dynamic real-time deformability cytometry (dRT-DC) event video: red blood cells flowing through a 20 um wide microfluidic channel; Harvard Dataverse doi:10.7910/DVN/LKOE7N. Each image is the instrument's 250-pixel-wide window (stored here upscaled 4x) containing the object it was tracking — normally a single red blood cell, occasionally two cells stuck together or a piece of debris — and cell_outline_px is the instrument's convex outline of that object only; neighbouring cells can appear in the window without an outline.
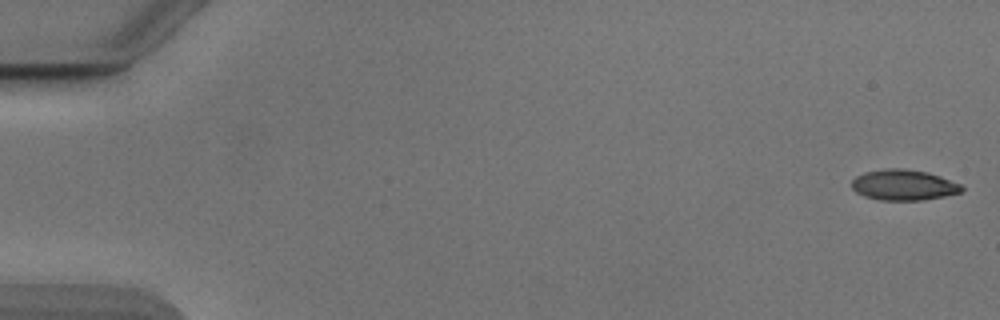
{"species": "Egyptian fruit bat (a non-hibernating species)", "species_latin": "Rousettus aegyptiacus", "temperature_condition": "cold", "stored_images_in_passage": 51, "camera_frame_rate_fps": 3000, "um_per_image_px": 0.085, "animal": {"sex": "male"}, "frame": {"image": 1, "passage_image": 1, "time_ms": 0.0, "image_size_px": [1000, 320], "cell_outline_px": [[964, 188], [960, 192], [944, 196], [924, 200], [880, 200], [864, 196], [856, 192], [852, 188], [852, 180], [856, 176], [864, 172], [884, 168], [904, 168], [928, 172], [940, 176], [960, 184]], "centroid_in_image_um": [76.79, 15.71], "position_along_channel_um": 8.2, "area_um2": 19.71}}
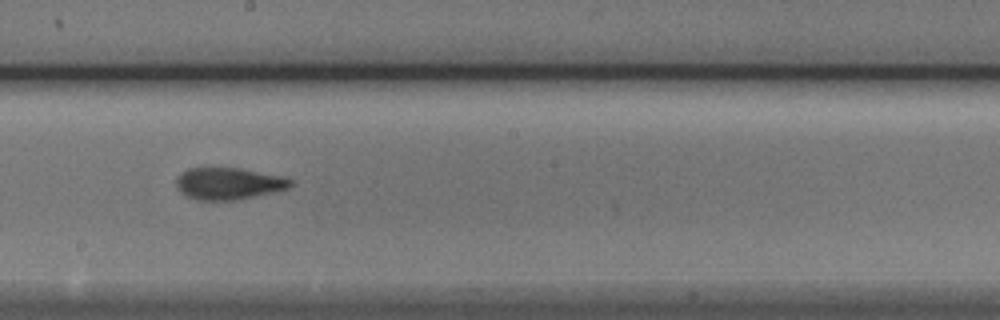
{"frame": {"image": 2, "passage_image": 30, "time_ms": 9.667, "image_size_px": [1000, 320], "cell_outline_px": [[296, 184], [288, 188], [272, 192], [236, 200], [196, 200], [184, 196], [176, 188], [176, 180], [188, 168], [240, 168], [280, 176], [292, 180]], "centroid_in_image_um": [19.41, 15.61], "position_along_channel_um": 228.8, "area_um2": 21.15}}
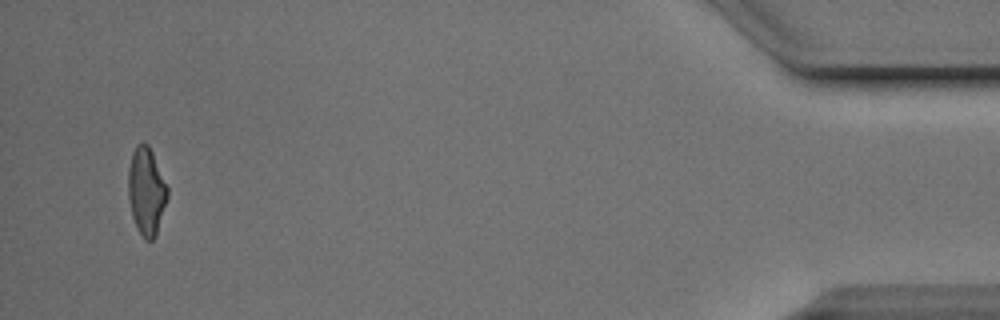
{"frame": {"image": 3, "passage_image": 51, "time_ms": 16.667, "image_size_px": [1000, 320], "cell_outline_px": [[168, 196], [156, 236], [152, 240], [144, 240], [136, 228], [132, 216], [128, 196], [128, 168], [132, 152], [136, 144], [148, 144], [152, 152], [168, 188]], "centroid_in_image_um": [12.43, 16.28], "position_along_channel_um": 422.8, "area_um2": 20.06}, "authors_computed_cell_mechanics": {"area_um2": 20.6346, "velocity_mm_per_s": 3.893, "shape_relaxation_time_tau1_ms": 2.5566, "shape_relaxation_time_tau2_ms": 1.4019, "deformation_change_tau1": 0.1491, "deformation_change_tau2": 0.0991}}